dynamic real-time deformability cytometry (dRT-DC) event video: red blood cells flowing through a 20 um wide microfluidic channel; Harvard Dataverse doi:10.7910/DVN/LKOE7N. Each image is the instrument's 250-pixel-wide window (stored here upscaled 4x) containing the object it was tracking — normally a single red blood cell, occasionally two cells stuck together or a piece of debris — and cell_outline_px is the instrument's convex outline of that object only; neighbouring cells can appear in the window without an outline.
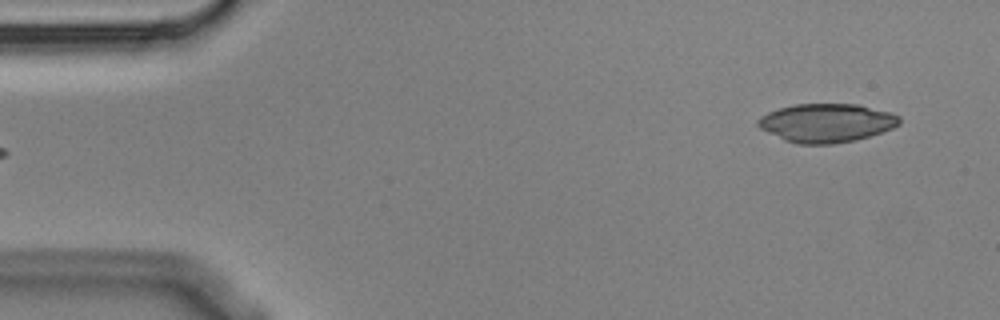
{"species": "Egyptian fruit bat (a non-hibernating species)", "species_latin": "Rousettus aegyptiacus", "temperature_condition": "cold", "stored_images_in_passage": 5, "segment_of_instrument_passage": [2, 2], "camera_frame_rate_fps": 3000, "um_per_image_px": 0.085, "animal": {"sex": "male"}, "frame": {"image": 1, "passage_image": 5, "time_ms": 1.333, "image_size_px": [1000, 320], "cell_outline_px": [[900, 124], [892, 128], [856, 140], [832, 144], [796, 144], [784, 140], [760, 128], [756, 124], [756, 120], [760, 116], [768, 112], [780, 108], [796, 104], [856, 104], [888, 112], [900, 116]], "centroid_in_image_um": [70.21, 10.45], "position_along_channel_um": 14.8, "area_um2": 31.67}}